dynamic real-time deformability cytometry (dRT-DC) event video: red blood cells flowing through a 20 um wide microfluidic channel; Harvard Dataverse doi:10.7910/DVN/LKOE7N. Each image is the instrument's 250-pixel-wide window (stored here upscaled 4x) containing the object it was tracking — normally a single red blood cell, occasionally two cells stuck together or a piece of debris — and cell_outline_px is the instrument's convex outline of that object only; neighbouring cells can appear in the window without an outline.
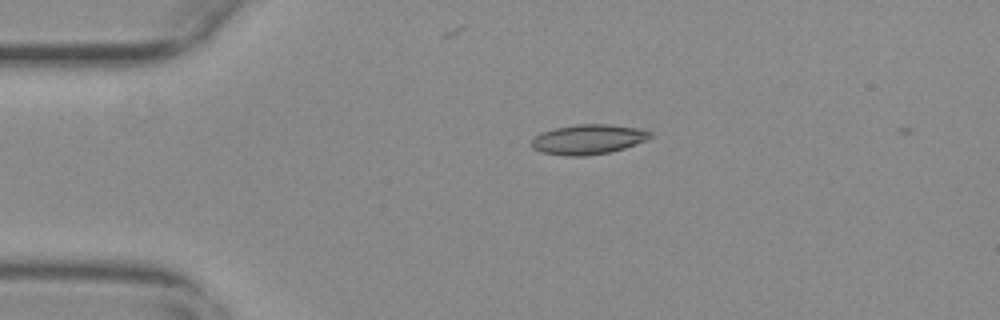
{"species": "common noctule bat (a hibernating species)", "species_latin": "Nyctalus noctula", "temperature_condition": "warm", "stored_images_in_passage": 11, "camera_frame_rate_fps": 3000, "um_per_image_px": 0.085, "animal": {"sex": "female", "body_mass_g": 29.2, "forearm_length_mm": 56.3}, "frame": {"image": 1, "passage_image": 2, "time_ms": 0.333, "image_size_px": [1000, 320], "cell_outline_px": [[656, 136], [648, 140], [612, 152], [584, 156], [568, 156], [544, 152], [532, 148], [532, 140], [540, 132], [556, 128], [576, 124], [608, 124], [640, 128], [652, 132]], "centroid_in_image_um": [50.07, 11.84], "position_along_channel_um": 34.9, "area_um2": 20.81}}
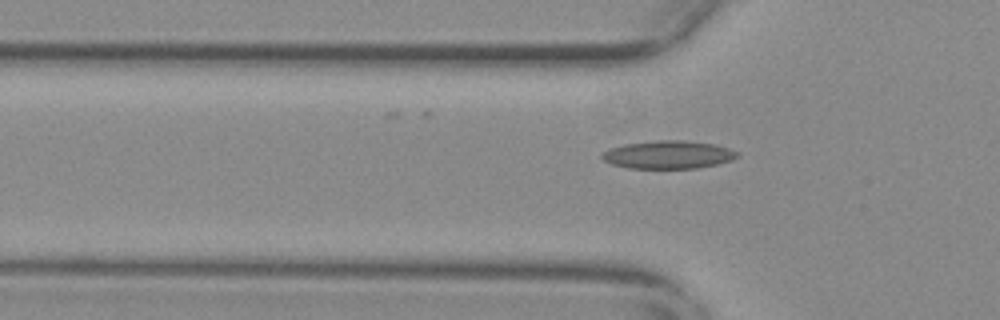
{"frame": {"image": 2, "passage_image": 8, "time_ms": 2.333, "image_size_px": [1000, 320], "cell_outline_px": [[740, 156], [732, 160], [716, 164], [696, 168], [628, 168], [612, 164], [604, 160], [600, 156], [604, 152], [612, 148], [624, 144], [656, 140], [684, 140], [712, 144], [728, 148], [740, 152]], "centroid_in_image_um": [56.83, 13.15], "position_along_channel_um": 69.0, "area_um2": 21.96}}